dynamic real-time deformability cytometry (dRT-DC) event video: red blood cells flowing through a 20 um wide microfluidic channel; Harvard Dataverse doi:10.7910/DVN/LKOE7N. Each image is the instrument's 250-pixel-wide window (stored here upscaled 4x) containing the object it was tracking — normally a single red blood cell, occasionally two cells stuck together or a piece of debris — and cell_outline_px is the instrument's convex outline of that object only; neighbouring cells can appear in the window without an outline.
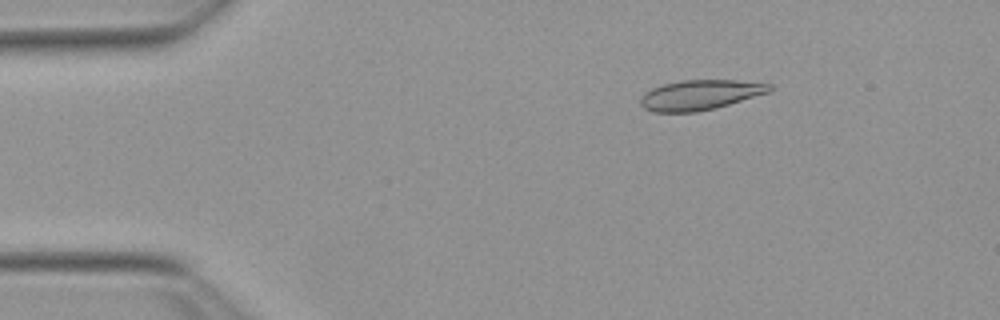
{"species": "Egyptian fruit bat (a non-hibernating species)", "species_latin": "Rousettus aegyptiacus", "temperature_condition": "warm", "stored_images_in_passage": 46, "camera_frame_rate_fps": 3000, "um_per_image_px": 0.085, "animal": {"sex": "female"}, "frame": {"image": 1, "passage_image": 1, "time_ms": 0.0, "image_size_px": [1000, 320], "cell_outline_px": [[776, 88], [768, 92], [716, 108], [696, 112], [652, 112], [644, 108], [640, 104], [640, 96], [652, 88], [664, 84], [680, 80], [736, 80], [772, 84]], "centroid_in_image_um": [59.5, 8.06], "position_along_channel_um": 25.5, "area_um2": 22.6}}
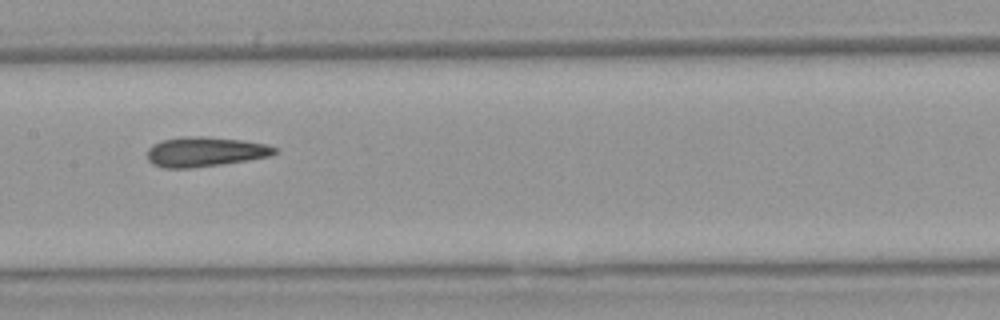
{"frame": {"image": 2, "passage_image": 19, "time_ms": 6.0, "image_size_px": [1000, 320], "cell_outline_px": [[280, 152], [268, 156], [248, 160], [192, 168], [164, 168], [152, 164], [148, 160], [148, 148], [152, 144], [160, 140], [180, 136], [208, 136], [244, 140], [264, 144], [280, 148]], "centroid_in_image_um": [17.43, 12.88], "position_along_channel_um": 190.0, "area_um2": 22.43}}
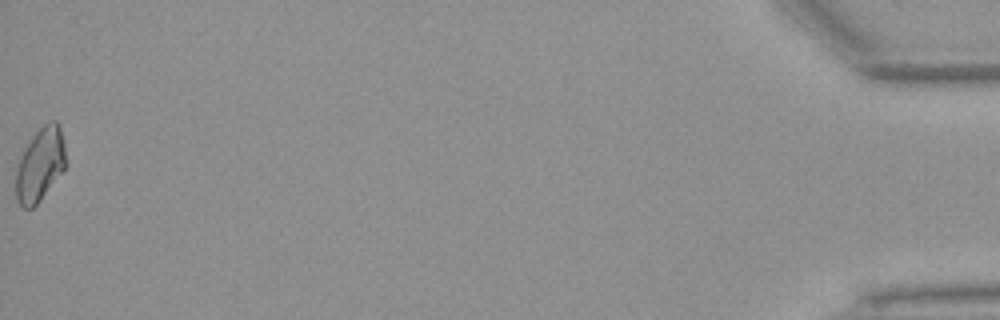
{"frame": {"image": 3, "passage_image": 46, "time_ms": 15.0, "image_size_px": [1000, 320], "cell_outline_px": [[64, 168], [40, 200], [32, 208], [24, 208], [16, 200], [16, 168], [20, 156], [24, 148], [32, 136], [48, 120], [56, 120], [60, 124], [64, 144]], "centroid_in_image_um": [3.38, 13.95], "position_along_channel_um": 431.8, "area_um2": 21.1}, "authors_computed_cell_mechanics": {"area_um2": 21.7906, "velocity_mm_per_s": 3.8416, "shape_relaxation_time_tau1_ms": null, "shape_relaxation_time_tau2_ms": 3.3598, "deformation_change_tau1": null, "deformation_change_tau2": 0.0842}}